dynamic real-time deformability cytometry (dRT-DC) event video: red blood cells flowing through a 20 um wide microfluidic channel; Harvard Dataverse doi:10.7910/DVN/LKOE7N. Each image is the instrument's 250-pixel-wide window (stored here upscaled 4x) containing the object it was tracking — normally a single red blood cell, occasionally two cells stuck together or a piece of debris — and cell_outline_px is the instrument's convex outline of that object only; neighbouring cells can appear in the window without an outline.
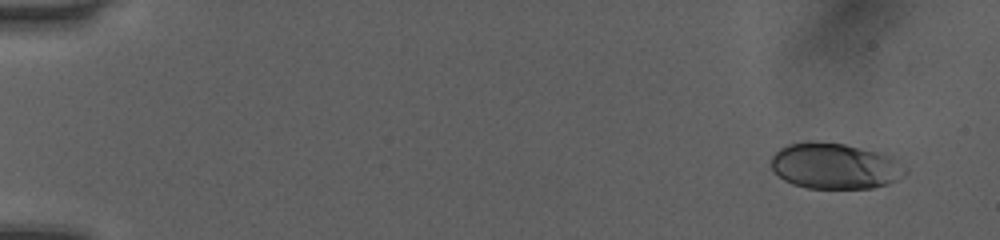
{"species": "human", "species_latin": "Homo sapiens", "temperature_condition": "room temperature", "stored_images_in_passage": 11, "camera_frame_rate_fps": 3000, "um_per_image_px": 0.085, "donor": {"sex": "female"}, "frame": {"image": 1, "passage_image": 2, "time_ms": 0.333, "image_size_px": [1000, 240], "cell_outline_px": [[908, 172], [904, 176], [888, 184], [872, 188], [808, 188], [792, 184], [784, 180], [772, 172], [772, 156], [780, 148], [788, 144], [808, 140], [812, 140], [844, 144], [892, 156], [908, 168]], "centroid_in_image_um": [70.97, 14.11], "position_along_channel_um": 14.0, "area_um2": 36.18}}
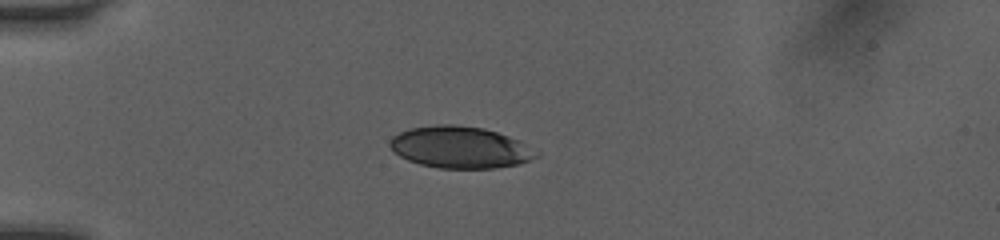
{"frame": {"image": 2, "passage_image": 7, "time_ms": 2.0, "image_size_px": [1000, 240], "cell_outline_px": [[540, 156], [516, 164], [496, 168], [440, 168], [420, 164], [408, 160], [400, 156], [388, 144], [392, 136], [408, 128], [440, 124], [452, 124], [484, 128], [520, 140], [540, 152]], "centroid_in_image_um": [39.13, 12.51], "position_along_channel_um": 45.9, "area_um2": 35.6}}
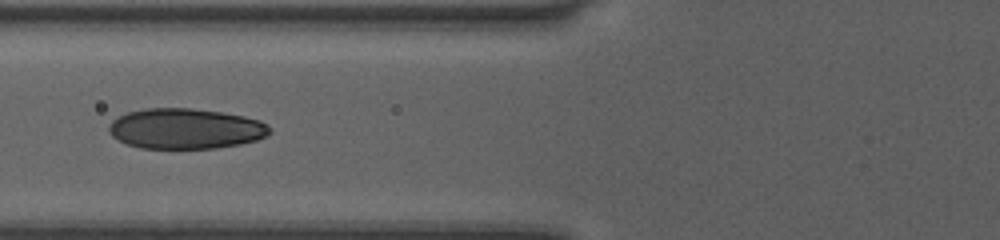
{"frame": {"image": 3, "passage_image": 10, "time_ms": 3.0, "image_size_px": [1000, 240], "cell_outline_px": [[272, 132], [268, 136], [256, 140], [240, 144], [216, 148], [140, 148], [128, 144], [112, 136], [108, 132], [108, 124], [112, 120], [128, 112], [144, 108], [192, 108], [220, 112], [244, 116], [260, 120], [268, 124], [272, 128]], "centroid_in_image_um": [15.8, 10.93], "position_along_channel_um": 110.0, "area_um2": 38.09}}